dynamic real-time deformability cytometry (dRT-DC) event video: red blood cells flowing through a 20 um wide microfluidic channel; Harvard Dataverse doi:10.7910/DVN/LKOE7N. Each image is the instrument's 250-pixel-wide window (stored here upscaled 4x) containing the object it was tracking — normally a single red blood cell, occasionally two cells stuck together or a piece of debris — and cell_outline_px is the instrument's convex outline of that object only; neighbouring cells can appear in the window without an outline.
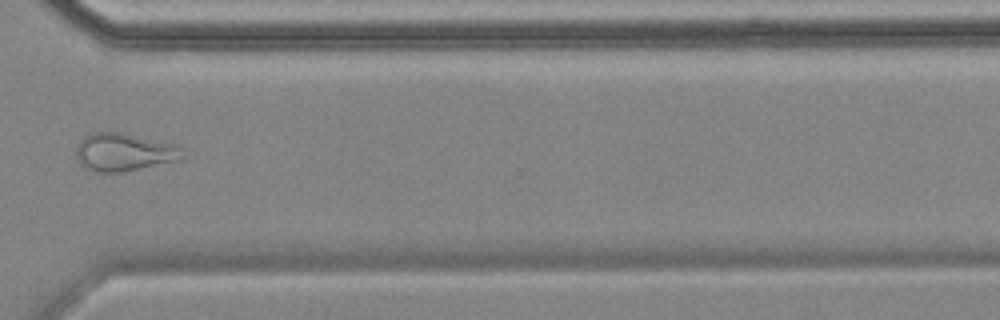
{"species": "common noctule bat (a hibernating species)", "species_latin": "Nyctalus noctula", "temperature_condition": "cold", "stored_images_in_passage": 11, "camera_frame_rate_fps": 3000, "um_per_image_px": 0.085, "animal": {"sex": "female", "body_mass_g": 18.4}, "frame": {"image": 1, "passage_image": 10, "time_ms": 11.667, "image_size_px": [1000, 320], "cell_outline_px": [[184, 156], [180, 160], [120, 172], [100, 172], [84, 168], [76, 160], [76, 148], [80, 140], [84, 136], [92, 132], [120, 132], [172, 144], [180, 148]], "centroid_in_image_um": [10.47, 12.93], "position_along_channel_um": 360.1, "area_um2": 23.24}, "authors_computed_cell_mechanics": {"area_um2": 23.2356, "velocity_mm_per_s": 3.5166, "shape_relaxation_time_tau1_ms": null, "shape_relaxation_time_tau2_ms": 1.4246, "deformation_change_tau1": null, "deformation_change_tau2": 0.0742}}